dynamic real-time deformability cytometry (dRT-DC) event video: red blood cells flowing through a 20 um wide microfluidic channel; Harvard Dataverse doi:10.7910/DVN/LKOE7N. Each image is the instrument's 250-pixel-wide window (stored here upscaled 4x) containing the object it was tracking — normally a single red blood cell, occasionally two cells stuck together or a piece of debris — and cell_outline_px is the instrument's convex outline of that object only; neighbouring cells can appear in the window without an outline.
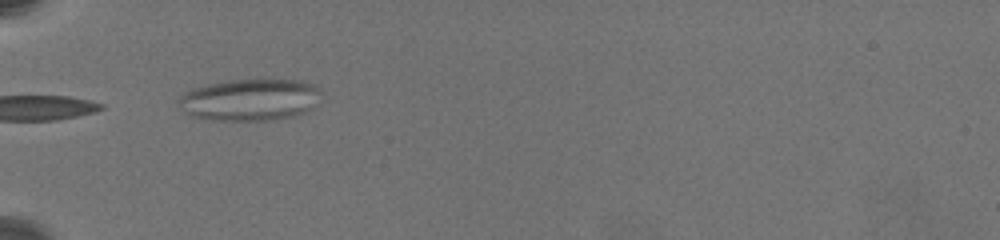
{"species": "common noctule bat (a hibernating species)", "species_latin": "Nyctalus noctula", "temperature_condition": "warm", "stored_images_in_passage": 8, "camera_frame_rate_fps": 3000, "um_per_image_px": 0.085, "animal": {"sex": "female", "body_mass_g": 19.5, "forearm_length_mm": 54.1}, "frame": {"image": 1, "passage_image": 1, "time_ms": 0.0, "image_size_px": [1000, 240], "cell_outline_px": [[320, 104], [304, 112], [292, 116], [268, 120], [212, 120], [192, 116], [184, 112], [176, 104], [176, 100], [184, 92], [192, 88], [220, 80], [260, 76], [264, 76], [304, 80], [312, 84], [320, 92]], "centroid_in_image_um": [21.24, 8.41], "position_along_channel_um": 63.8, "area_um2": 36.41}}